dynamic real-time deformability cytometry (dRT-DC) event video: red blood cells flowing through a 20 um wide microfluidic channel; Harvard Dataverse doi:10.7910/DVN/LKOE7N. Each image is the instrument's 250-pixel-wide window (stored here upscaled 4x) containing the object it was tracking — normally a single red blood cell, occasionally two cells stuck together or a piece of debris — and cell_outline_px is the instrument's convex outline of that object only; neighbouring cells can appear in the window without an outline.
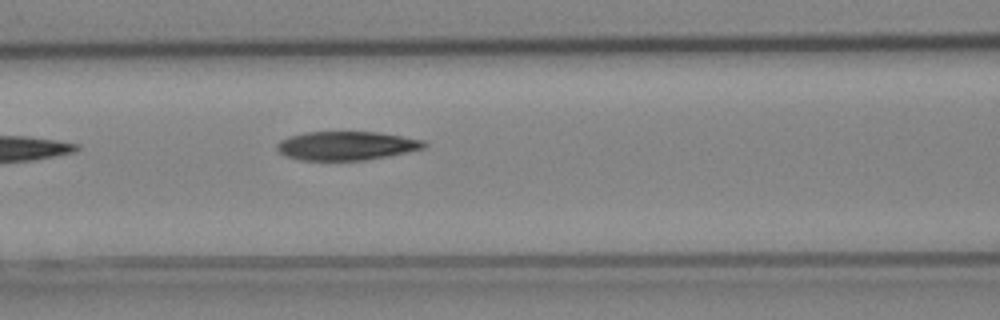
{"species": "Egyptian fruit bat (a non-hibernating species)", "species_latin": "Rousettus aegyptiacus", "temperature_condition": "cold", "stored_images_in_passage": 6, "camera_frame_rate_fps": 3000, "um_per_image_px": 0.085, "animal": {"sex": "female"}, "frame": {"image": 1, "passage_image": 6, "time_ms": 1.667, "image_size_px": [1000, 320], "cell_outline_px": [[428, 144], [424, 148], [408, 152], [364, 160], [300, 160], [284, 156], [276, 148], [276, 144], [280, 140], [288, 136], [304, 132], [376, 132], [424, 140]], "centroid_in_image_um": [29.41, 12.38], "position_along_channel_um": 137.2, "area_um2": 24.68}}